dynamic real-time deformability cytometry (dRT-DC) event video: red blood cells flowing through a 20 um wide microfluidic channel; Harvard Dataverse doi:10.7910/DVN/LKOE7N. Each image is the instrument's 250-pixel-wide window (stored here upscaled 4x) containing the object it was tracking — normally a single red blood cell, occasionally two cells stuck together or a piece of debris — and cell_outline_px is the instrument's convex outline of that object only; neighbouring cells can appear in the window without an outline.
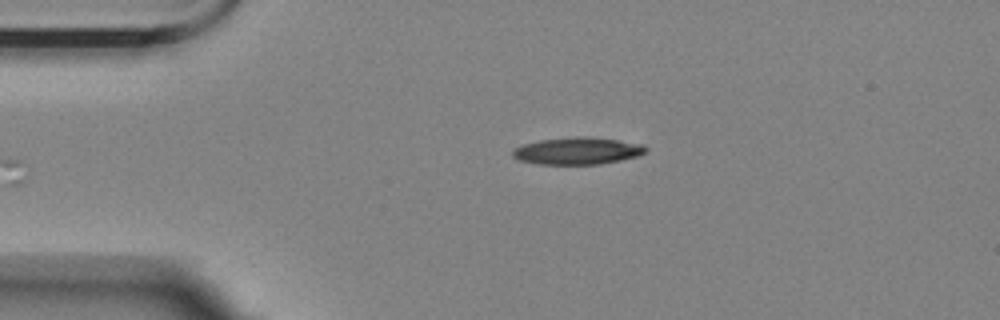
{"species": "Egyptian fruit bat (a non-hibernating species)", "species_latin": "Rousettus aegyptiacus", "temperature_condition": "room temperature", "stored_images_in_passage": 7, "camera_frame_rate_fps": 3000, "um_per_image_px": 0.085, "animal": {"sex": "female"}, "frame": {"image": 1, "passage_image": 1, "time_ms": 0.0, "image_size_px": [1000, 320], "cell_outline_px": [[648, 148], [640, 156], [600, 164], [540, 164], [520, 160], [512, 156], [512, 148], [524, 144], [540, 140], [572, 136], [588, 136], [644, 144]], "centroid_in_image_um": [49.09, 12.82], "position_along_channel_um": 35.9, "area_um2": 21.1}}